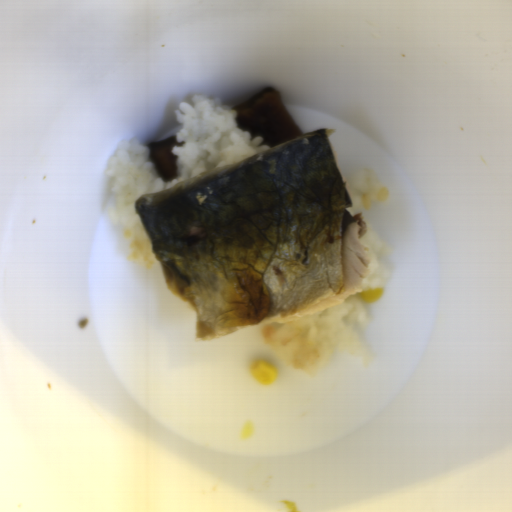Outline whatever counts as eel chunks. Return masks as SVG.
<instances>
[{"label":"eel chunks","mask_w":512,"mask_h":512,"mask_svg":"<svg viewBox=\"0 0 512 512\" xmlns=\"http://www.w3.org/2000/svg\"><path fill=\"white\" fill-rule=\"evenodd\" d=\"M231 107L236 111L238 129L247 131L249 140L262 137V144L270 149L304 135L277 87H261L249 99Z\"/></svg>","instance_id":"obj_1"},{"label":"eel chunks","mask_w":512,"mask_h":512,"mask_svg":"<svg viewBox=\"0 0 512 512\" xmlns=\"http://www.w3.org/2000/svg\"><path fill=\"white\" fill-rule=\"evenodd\" d=\"M176 135L150 141L144 145L149 150V160L152 162L155 171L163 181L168 183L176 179L179 169L176 163L177 157L172 152L177 145Z\"/></svg>","instance_id":"obj_2"}]
</instances>
